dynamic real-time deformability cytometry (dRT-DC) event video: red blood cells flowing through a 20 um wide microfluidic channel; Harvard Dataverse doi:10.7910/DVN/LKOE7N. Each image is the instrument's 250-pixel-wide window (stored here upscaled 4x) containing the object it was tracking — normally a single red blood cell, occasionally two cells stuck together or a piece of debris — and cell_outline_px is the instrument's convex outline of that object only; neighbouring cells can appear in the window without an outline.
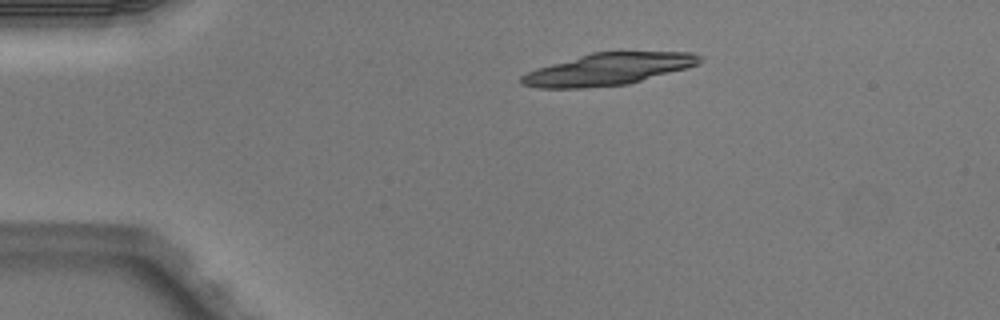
{"species": "Egyptian fruit bat (a non-hibernating species)", "species_latin": "Rousettus aegyptiacus", "temperature_condition": "warm", "stored_images_in_passage": 4, "camera_frame_rate_fps": 3000, "um_per_image_px": 0.085, "animal": {"sex": "male"}, "frame": {"image": 1, "passage_image": 4, "time_ms": 1.0, "image_size_px": [1000, 320], "cell_outline_px": [[700, 60], [696, 64], [688, 68], [628, 84], [580, 88], [536, 88], [520, 84], [520, 76], [536, 68], [592, 52], [692, 52], [700, 56]], "centroid_in_image_um": [51.65, 5.89], "position_along_channel_um": 33.3, "area_um2": 33.0}}